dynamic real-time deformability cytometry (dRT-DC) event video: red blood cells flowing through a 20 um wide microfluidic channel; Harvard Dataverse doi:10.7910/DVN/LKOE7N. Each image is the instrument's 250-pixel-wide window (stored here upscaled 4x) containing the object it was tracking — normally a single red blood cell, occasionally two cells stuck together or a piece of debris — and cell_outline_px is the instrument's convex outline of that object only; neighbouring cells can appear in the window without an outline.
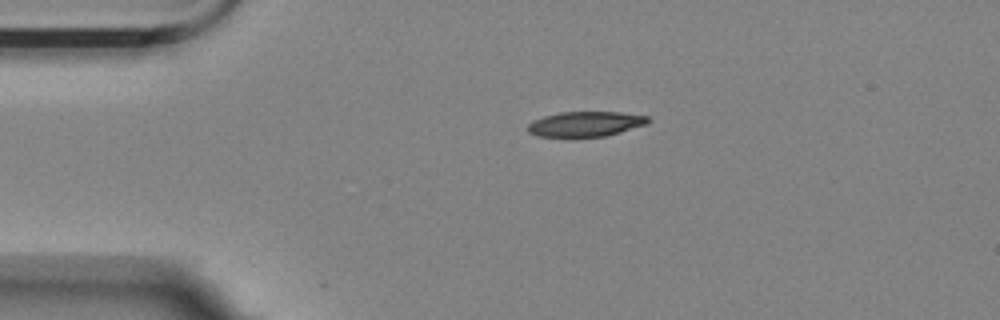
{"species": "Egyptian fruit bat (a non-hibernating species)", "species_latin": "Rousettus aegyptiacus", "temperature_condition": "room temperature", "stored_images_in_passage": 2, "camera_frame_rate_fps": 3000, "um_per_image_px": 0.085, "animal": {"sex": "female"}, "frame": {"image": 1, "passage_image": 2, "time_ms": 0.333, "image_size_px": [1000, 320], "cell_outline_px": [[652, 120], [648, 124], [608, 136], [536, 136], [528, 132], [528, 124], [532, 120], [544, 116], [560, 112], [620, 112], [648, 116]], "centroid_in_image_um": [49.81, 10.53], "position_along_channel_um": 35.2, "area_um2": 17.63}}